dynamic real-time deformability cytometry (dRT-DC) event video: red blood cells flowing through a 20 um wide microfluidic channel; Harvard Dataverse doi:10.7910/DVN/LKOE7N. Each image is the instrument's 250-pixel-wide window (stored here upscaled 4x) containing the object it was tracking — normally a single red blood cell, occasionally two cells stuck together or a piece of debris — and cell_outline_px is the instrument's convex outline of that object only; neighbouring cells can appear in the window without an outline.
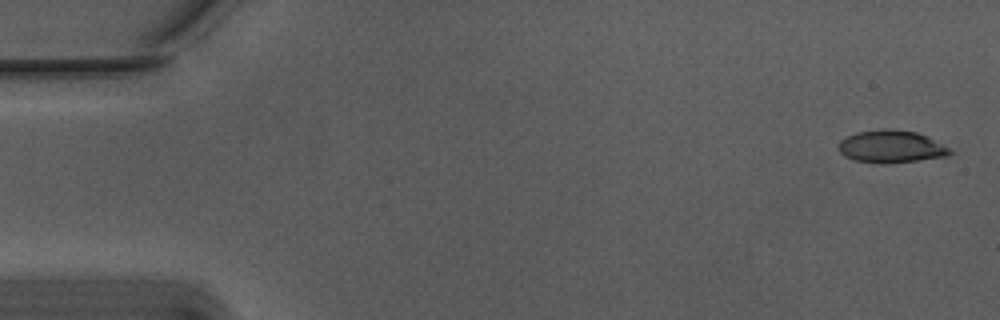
{"species": "Egyptian fruit bat (a non-hibernating species)", "species_latin": "Rousettus aegyptiacus", "temperature_condition": "warm", "stored_images_in_passage": 54, "camera_frame_rate_fps": 3000, "um_per_image_px": 0.085, "animal": {"sex": "male"}, "frame": {"image": 1, "passage_image": 1, "time_ms": 0.0, "image_size_px": [1000, 320], "cell_outline_px": [[952, 152], [948, 156], [920, 160], [880, 164], [852, 160], [844, 156], [840, 152], [840, 140], [856, 132], [888, 128], [892, 128], [916, 132], [928, 136], [948, 148]], "centroid_in_image_um": [75.74, 12.46], "position_along_channel_um": 9.3, "area_um2": 21.1}}
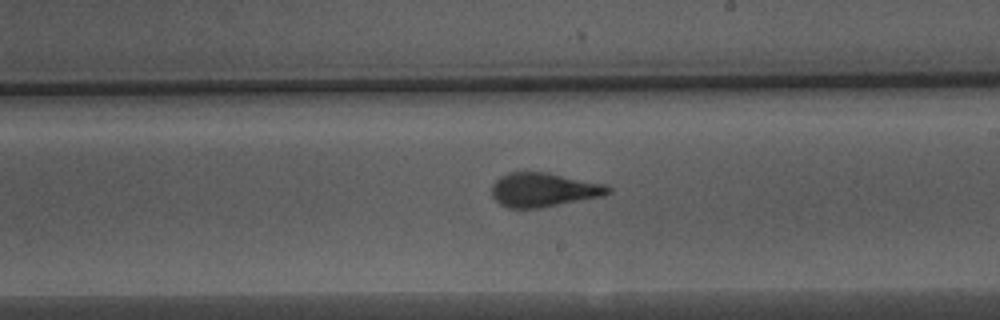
{"frame": {"image": 2, "passage_image": 31, "time_ms": 10.0, "image_size_px": [1000, 320], "cell_outline_px": [[612, 192], [604, 196], [540, 208], [508, 208], [500, 204], [492, 196], [492, 184], [500, 176], [508, 172], [548, 172], [604, 184], [612, 188]], "centroid_in_image_um": [46.21, 16.13], "position_along_channel_um": 242.8, "area_um2": 23.24}}
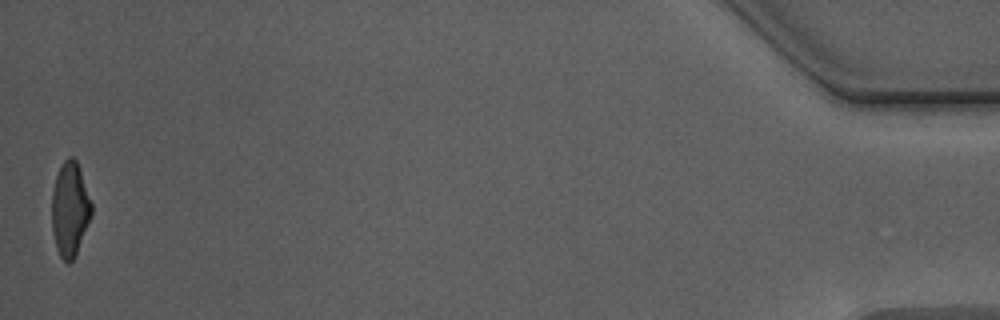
{"frame": {"image": 3, "passage_image": 54, "time_ms": 17.667, "image_size_px": [1000, 320], "cell_outline_px": [[92, 216], [76, 252], [72, 260], [68, 264], [60, 256], [56, 248], [52, 228], [52, 192], [56, 176], [64, 160], [68, 156], [72, 156], [76, 160], [80, 168], [92, 204]], "centroid_in_image_um": [5.95, 17.76], "position_along_channel_um": 429.3, "area_um2": 21.68}, "authors_computed_cell_mechanics": {"area_um2": 22.6287, "velocity_mm_per_s": 3.7502, "shape_relaxation_time_tau1_ms": 4.9628, "shape_relaxation_time_tau2_ms": 1.1647, "deformation_change_tau1": 0.1944, "deformation_change_tau2": 0.094}}